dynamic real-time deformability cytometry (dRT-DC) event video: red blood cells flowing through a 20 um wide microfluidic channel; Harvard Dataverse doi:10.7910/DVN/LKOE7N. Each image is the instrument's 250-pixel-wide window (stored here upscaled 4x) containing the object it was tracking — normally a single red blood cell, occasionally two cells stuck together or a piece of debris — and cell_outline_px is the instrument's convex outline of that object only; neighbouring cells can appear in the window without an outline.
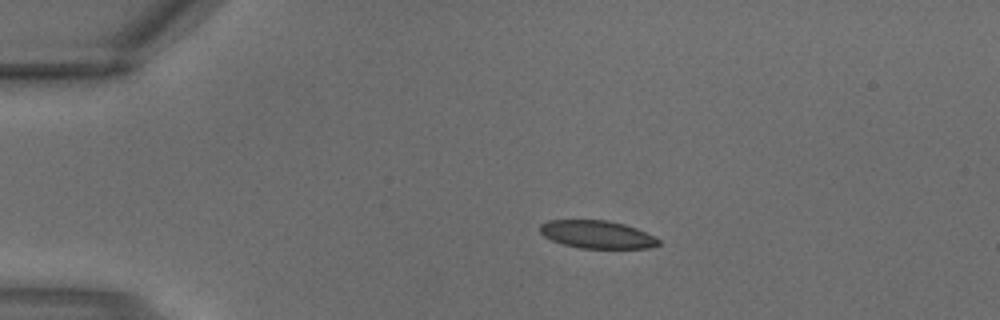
{"species": "common noctule bat (a hibernating species)", "species_latin": "Nyctalus noctula", "temperature_condition": "warm", "stored_images_in_passage": 2, "camera_frame_rate_fps": 3000, "um_per_image_px": 0.085, "animal": {"sex": "male", "body_mass_g": 18.8}, "frame": {"image": 1, "passage_image": 1, "time_ms": 0.0, "image_size_px": [1000, 320], "cell_outline_px": [[660, 244], [648, 248], [580, 248], [564, 244], [552, 240], [544, 236], [540, 232], [540, 224], [548, 220], [608, 220], [624, 224], [636, 228], [660, 240]], "centroid_in_image_um": [50.73, 19.92], "position_along_channel_um": 34.3, "area_um2": 19.07}}
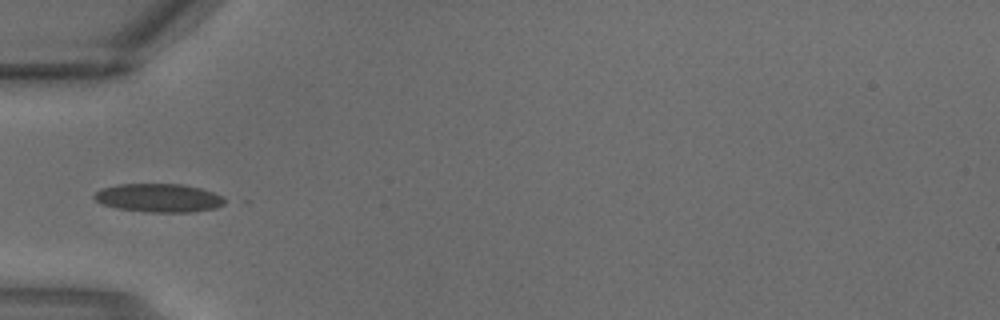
{"frame": {"image": 2, "passage_image": 2, "time_ms": 0.333, "image_size_px": [1000, 320], "cell_outline_px": [[232, 200], [216, 208], [196, 212], [144, 212], [116, 208], [100, 204], [92, 196], [100, 188], [120, 184], [184, 184], [200, 188], [224, 196]], "centroid_in_image_um": [13.54, 16.83], "position_along_channel_um": 71.5, "area_um2": 22.14}}